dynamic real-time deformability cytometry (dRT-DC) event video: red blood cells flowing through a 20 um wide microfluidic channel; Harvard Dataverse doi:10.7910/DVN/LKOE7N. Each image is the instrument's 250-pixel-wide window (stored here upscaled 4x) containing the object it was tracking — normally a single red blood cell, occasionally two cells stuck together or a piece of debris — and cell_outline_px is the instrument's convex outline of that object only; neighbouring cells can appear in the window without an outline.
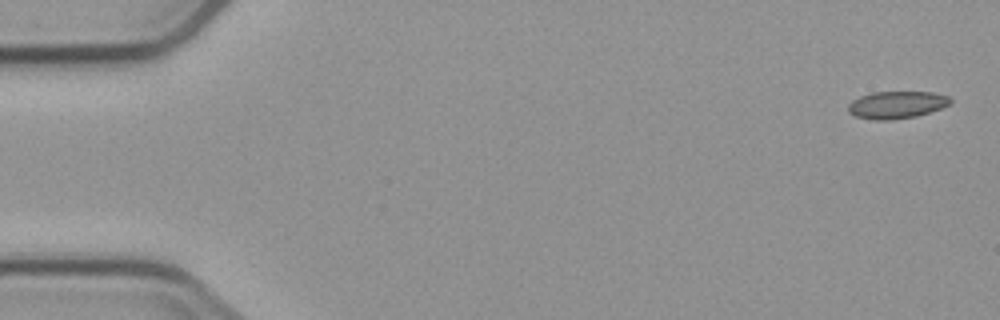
{"species": "common noctule bat (a hibernating species)", "species_latin": "Nyctalus noctula", "temperature_condition": "cold", "stored_images_in_passage": 5, "camera_frame_rate_fps": 3000, "um_per_image_px": 0.085, "animal": {"sex": "male", "body_mass_g": 23.1, "forearm_length_mm": 52.7}, "frame": {"image": 1, "passage_image": 1, "time_ms": 0.0, "image_size_px": [1000, 320], "cell_outline_px": [[952, 100], [948, 104], [940, 108], [916, 116], [892, 120], [872, 120], [856, 116], [848, 112], [848, 104], [852, 100], [860, 96], [872, 92], [932, 92], [948, 96]], "centroid_in_image_um": [76.17, 8.91], "position_along_channel_um": 8.8, "area_um2": 16.18}}